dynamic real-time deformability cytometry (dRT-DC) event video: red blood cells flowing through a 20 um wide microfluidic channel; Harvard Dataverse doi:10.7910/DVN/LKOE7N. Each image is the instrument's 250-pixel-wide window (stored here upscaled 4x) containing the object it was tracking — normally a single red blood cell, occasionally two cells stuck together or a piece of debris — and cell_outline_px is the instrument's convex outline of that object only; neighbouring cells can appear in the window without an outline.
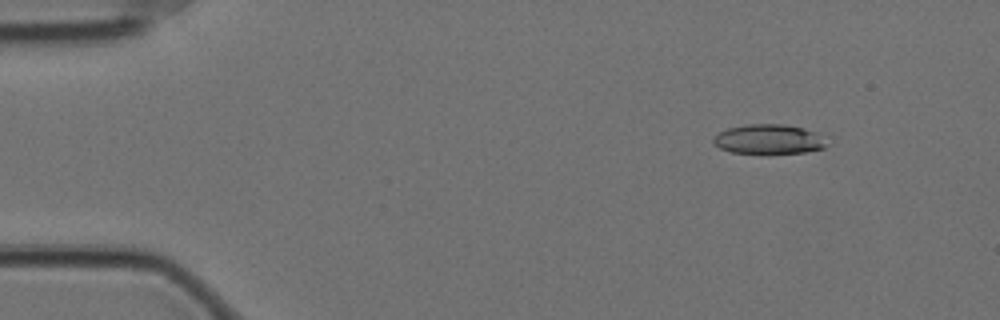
{"species": "Egyptian fruit bat (a non-hibernating species)", "species_latin": "Rousettus aegyptiacus", "temperature_condition": "cold", "stored_images_in_passage": 52, "camera_frame_rate_fps": 3000, "um_per_image_px": 0.085, "animal": {"sex": "female"}, "frame": {"image": 1, "passage_image": 1, "time_ms": 0.0, "image_size_px": [1000, 320], "cell_outline_px": [[828, 144], [824, 148], [804, 152], [768, 156], [732, 152], [720, 148], [712, 144], [712, 140], [720, 132], [728, 128], [748, 124], [784, 124], [804, 128], [816, 132]], "centroid_in_image_um": [65.33, 11.88], "position_along_channel_um": 19.7, "area_um2": 20.17}}
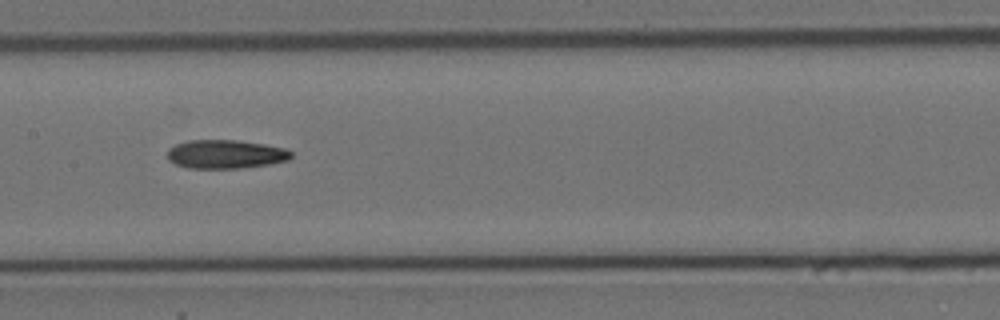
{"frame": {"image": 2, "passage_image": 23, "time_ms": 7.333, "image_size_px": [1000, 320], "cell_outline_px": [[292, 156], [288, 160], [268, 164], [240, 168], [188, 168], [176, 164], [168, 160], [168, 148], [176, 144], [188, 140], [240, 140], [264, 144], [284, 148], [292, 152]], "centroid_in_image_um": [19.16, 13.1], "position_along_channel_um": 188.2, "area_um2": 20.69}}
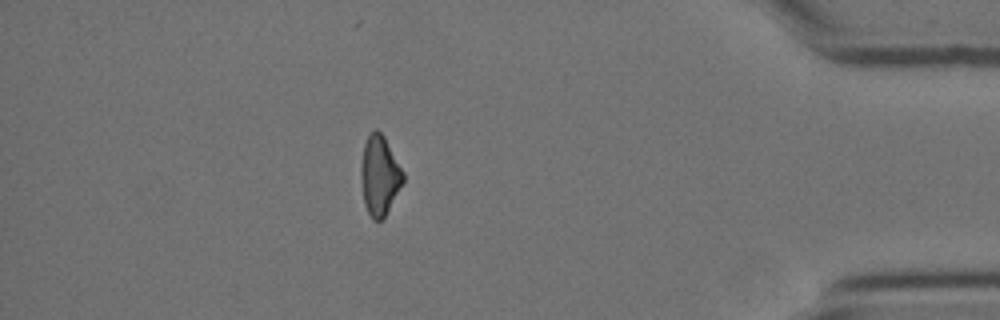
{"frame": {"image": 3, "passage_image": 45, "time_ms": 14.667, "image_size_px": [1000, 320], "cell_outline_px": [[404, 180], [384, 220], [372, 220], [364, 204], [360, 176], [360, 168], [364, 144], [368, 136], [376, 128], [384, 136], [404, 172]], "centroid_in_image_um": [32.26, 14.95], "position_along_channel_um": 402.9, "area_um2": 19.65}, "authors_computed_cell_mechanics": {"area_um2": 20.5479, "velocity_mm_per_s": 3.5074, "shape_relaxation_time_tau1_ms": 10.791, "shape_relaxation_time_tau2_ms": null, "deformation_change_tau1": 0.2226, "deformation_change_tau2": null}}